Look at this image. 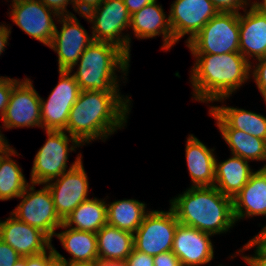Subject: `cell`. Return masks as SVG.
<instances>
[{"label":"cell","mask_w":266,"mask_h":266,"mask_svg":"<svg viewBox=\"0 0 266 266\" xmlns=\"http://www.w3.org/2000/svg\"><path fill=\"white\" fill-rule=\"evenodd\" d=\"M131 97L104 91H82L70 110L65 132L83 146L94 140L105 142L123 129L131 111Z\"/></svg>","instance_id":"obj_1"},{"label":"cell","mask_w":266,"mask_h":266,"mask_svg":"<svg viewBox=\"0 0 266 266\" xmlns=\"http://www.w3.org/2000/svg\"><path fill=\"white\" fill-rule=\"evenodd\" d=\"M192 98L201 103L222 102L249 81L251 63L240 53L192 54Z\"/></svg>","instance_id":"obj_2"},{"label":"cell","mask_w":266,"mask_h":266,"mask_svg":"<svg viewBox=\"0 0 266 266\" xmlns=\"http://www.w3.org/2000/svg\"><path fill=\"white\" fill-rule=\"evenodd\" d=\"M170 200L178 222L202 232L217 235L233 228V199L215 186L192 187Z\"/></svg>","instance_id":"obj_3"},{"label":"cell","mask_w":266,"mask_h":266,"mask_svg":"<svg viewBox=\"0 0 266 266\" xmlns=\"http://www.w3.org/2000/svg\"><path fill=\"white\" fill-rule=\"evenodd\" d=\"M129 62L130 57L118 46L108 42L93 41L69 71L72 73L77 65V71L72 75L82 91L121 93L120 79L116 71L123 73L124 77L119 76L121 79L127 80L125 76H128Z\"/></svg>","instance_id":"obj_4"},{"label":"cell","mask_w":266,"mask_h":266,"mask_svg":"<svg viewBox=\"0 0 266 266\" xmlns=\"http://www.w3.org/2000/svg\"><path fill=\"white\" fill-rule=\"evenodd\" d=\"M45 132L47 139L37 151L30 173V183L36 185H43L60 177L63 173L75 167L83 158L81 153L78 154L75 161L68 168L69 152L75 151L77 147L83 145L65 131L47 130Z\"/></svg>","instance_id":"obj_5"},{"label":"cell","mask_w":266,"mask_h":266,"mask_svg":"<svg viewBox=\"0 0 266 266\" xmlns=\"http://www.w3.org/2000/svg\"><path fill=\"white\" fill-rule=\"evenodd\" d=\"M81 17L92 24L94 41L114 44L131 56V36L122 32L130 28L131 15L123 0H103L96 9Z\"/></svg>","instance_id":"obj_6"},{"label":"cell","mask_w":266,"mask_h":266,"mask_svg":"<svg viewBox=\"0 0 266 266\" xmlns=\"http://www.w3.org/2000/svg\"><path fill=\"white\" fill-rule=\"evenodd\" d=\"M239 13L219 12L186 44L192 54L239 52Z\"/></svg>","instance_id":"obj_7"},{"label":"cell","mask_w":266,"mask_h":266,"mask_svg":"<svg viewBox=\"0 0 266 266\" xmlns=\"http://www.w3.org/2000/svg\"><path fill=\"white\" fill-rule=\"evenodd\" d=\"M36 184L30 183L20 195L22 199L17 207L10 212L18 220L38 228L51 240L63 221L56 213L54 202L46 184L42 189L35 190Z\"/></svg>","instance_id":"obj_8"},{"label":"cell","mask_w":266,"mask_h":266,"mask_svg":"<svg viewBox=\"0 0 266 266\" xmlns=\"http://www.w3.org/2000/svg\"><path fill=\"white\" fill-rule=\"evenodd\" d=\"M178 223L171 208L149 211L133 234L134 249L153 257L171 251Z\"/></svg>","instance_id":"obj_9"},{"label":"cell","mask_w":266,"mask_h":266,"mask_svg":"<svg viewBox=\"0 0 266 266\" xmlns=\"http://www.w3.org/2000/svg\"><path fill=\"white\" fill-rule=\"evenodd\" d=\"M59 82L47 100L40 97L41 128L45 131H65L69 113L81 92L79 84L68 70H59Z\"/></svg>","instance_id":"obj_10"},{"label":"cell","mask_w":266,"mask_h":266,"mask_svg":"<svg viewBox=\"0 0 266 266\" xmlns=\"http://www.w3.org/2000/svg\"><path fill=\"white\" fill-rule=\"evenodd\" d=\"M11 20L23 32L49 46L55 33V20L59 15L39 0H12ZM11 13V14H10Z\"/></svg>","instance_id":"obj_11"},{"label":"cell","mask_w":266,"mask_h":266,"mask_svg":"<svg viewBox=\"0 0 266 266\" xmlns=\"http://www.w3.org/2000/svg\"><path fill=\"white\" fill-rule=\"evenodd\" d=\"M30 78L19 81L12 89L9 103L2 115V128H41L40 95Z\"/></svg>","instance_id":"obj_12"},{"label":"cell","mask_w":266,"mask_h":266,"mask_svg":"<svg viewBox=\"0 0 266 266\" xmlns=\"http://www.w3.org/2000/svg\"><path fill=\"white\" fill-rule=\"evenodd\" d=\"M170 6L173 46L185 35H189L186 43L190 42L219 13L210 0H175Z\"/></svg>","instance_id":"obj_13"},{"label":"cell","mask_w":266,"mask_h":266,"mask_svg":"<svg viewBox=\"0 0 266 266\" xmlns=\"http://www.w3.org/2000/svg\"><path fill=\"white\" fill-rule=\"evenodd\" d=\"M57 22L62 24V27L58 30V26H56L54 36L48 47L58 54L57 71H69L94 40L74 14L59 16Z\"/></svg>","instance_id":"obj_14"},{"label":"cell","mask_w":266,"mask_h":266,"mask_svg":"<svg viewBox=\"0 0 266 266\" xmlns=\"http://www.w3.org/2000/svg\"><path fill=\"white\" fill-rule=\"evenodd\" d=\"M59 218L64 221L88 197L89 182L82 160L60 177L46 183Z\"/></svg>","instance_id":"obj_15"},{"label":"cell","mask_w":266,"mask_h":266,"mask_svg":"<svg viewBox=\"0 0 266 266\" xmlns=\"http://www.w3.org/2000/svg\"><path fill=\"white\" fill-rule=\"evenodd\" d=\"M211 236L213 235L178 223L171 251L180 259L182 266L207 264L214 259Z\"/></svg>","instance_id":"obj_16"},{"label":"cell","mask_w":266,"mask_h":266,"mask_svg":"<svg viewBox=\"0 0 266 266\" xmlns=\"http://www.w3.org/2000/svg\"><path fill=\"white\" fill-rule=\"evenodd\" d=\"M0 220V238L21 257L41 254L52 246V240L38 228L18 220L10 214Z\"/></svg>","instance_id":"obj_17"},{"label":"cell","mask_w":266,"mask_h":266,"mask_svg":"<svg viewBox=\"0 0 266 266\" xmlns=\"http://www.w3.org/2000/svg\"><path fill=\"white\" fill-rule=\"evenodd\" d=\"M162 5L157 1L150 3L138 12L131 15L130 28L137 39H148L156 36H163V47L170 50L173 46V33Z\"/></svg>","instance_id":"obj_18"},{"label":"cell","mask_w":266,"mask_h":266,"mask_svg":"<svg viewBox=\"0 0 266 266\" xmlns=\"http://www.w3.org/2000/svg\"><path fill=\"white\" fill-rule=\"evenodd\" d=\"M249 8L239 13V52L251 63L266 56V15Z\"/></svg>","instance_id":"obj_19"},{"label":"cell","mask_w":266,"mask_h":266,"mask_svg":"<svg viewBox=\"0 0 266 266\" xmlns=\"http://www.w3.org/2000/svg\"><path fill=\"white\" fill-rule=\"evenodd\" d=\"M215 148L209 149L193 134L187 137L185 156L192 187L215 185Z\"/></svg>","instance_id":"obj_20"},{"label":"cell","mask_w":266,"mask_h":266,"mask_svg":"<svg viewBox=\"0 0 266 266\" xmlns=\"http://www.w3.org/2000/svg\"><path fill=\"white\" fill-rule=\"evenodd\" d=\"M233 214L236 223L248 217H266V171L262 167L252 174L233 199Z\"/></svg>","instance_id":"obj_21"},{"label":"cell","mask_w":266,"mask_h":266,"mask_svg":"<svg viewBox=\"0 0 266 266\" xmlns=\"http://www.w3.org/2000/svg\"><path fill=\"white\" fill-rule=\"evenodd\" d=\"M209 115L216 120V125L229 145L231 154L248 161H266V140L231 128L211 107Z\"/></svg>","instance_id":"obj_22"},{"label":"cell","mask_w":266,"mask_h":266,"mask_svg":"<svg viewBox=\"0 0 266 266\" xmlns=\"http://www.w3.org/2000/svg\"><path fill=\"white\" fill-rule=\"evenodd\" d=\"M231 155L221 162L215 160L214 186L225 196L234 199L255 171L248 164L250 161Z\"/></svg>","instance_id":"obj_23"},{"label":"cell","mask_w":266,"mask_h":266,"mask_svg":"<svg viewBox=\"0 0 266 266\" xmlns=\"http://www.w3.org/2000/svg\"><path fill=\"white\" fill-rule=\"evenodd\" d=\"M61 229H65L55 234L63 248L72 256L67 260L55 248L54 252L57 260L72 262H96L98 261L97 235L92 232L69 228L62 224Z\"/></svg>","instance_id":"obj_24"},{"label":"cell","mask_w":266,"mask_h":266,"mask_svg":"<svg viewBox=\"0 0 266 266\" xmlns=\"http://www.w3.org/2000/svg\"><path fill=\"white\" fill-rule=\"evenodd\" d=\"M98 260L122 261L132 252L133 233L104 225L97 233Z\"/></svg>","instance_id":"obj_25"},{"label":"cell","mask_w":266,"mask_h":266,"mask_svg":"<svg viewBox=\"0 0 266 266\" xmlns=\"http://www.w3.org/2000/svg\"><path fill=\"white\" fill-rule=\"evenodd\" d=\"M94 197L80 203L63 221L69 228L97 233L107 224L106 201Z\"/></svg>","instance_id":"obj_26"},{"label":"cell","mask_w":266,"mask_h":266,"mask_svg":"<svg viewBox=\"0 0 266 266\" xmlns=\"http://www.w3.org/2000/svg\"><path fill=\"white\" fill-rule=\"evenodd\" d=\"M146 205L136 199L106 203L107 224L134 234L149 212L148 209L146 210Z\"/></svg>","instance_id":"obj_27"},{"label":"cell","mask_w":266,"mask_h":266,"mask_svg":"<svg viewBox=\"0 0 266 266\" xmlns=\"http://www.w3.org/2000/svg\"><path fill=\"white\" fill-rule=\"evenodd\" d=\"M20 155L10 145L0 153V200L19 198L30 184L22 173V168L11 157Z\"/></svg>","instance_id":"obj_28"},{"label":"cell","mask_w":266,"mask_h":266,"mask_svg":"<svg viewBox=\"0 0 266 266\" xmlns=\"http://www.w3.org/2000/svg\"><path fill=\"white\" fill-rule=\"evenodd\" d=\"M211 107L231 128L266 140V116L242 108L229 106Z\"/></svg>","instance_id":"obj_29"},{"label":"cell","mask_w":266,"mask_h":266,"mask_svg":"<svg viewBox=\"0 0 266 266\" xmlns=\"http://www.w3.org/2000/svg\"><path fill=\"white\" fill-rule=\"evenodd\" d=\"M252 247L256 248L254 250V255H243L242 258L249 266H266V241L257 234L253 236L251 240H249L242 249H239L238 252L236 251L235 255L240 254L244 250H249Z\"/></svg>","instance_id":"obj_30"},{"label":"cell","mask_w":266,"mask_h":266,"mask_svg":"<svg viewBox=\"0 0 266 266\" xmlns=\"http://www.w3.org/2000/svg\"><path fill=\"white\" fill-rule=\"evenodd\" d=\"M257 63L251 62V73L252 77L256 82V86L260 91L263 100L266 101V56L261 59H257ZM253 64V65H252ZM253 68V69H252Z\"/></svg>","instance_id":"obj_31"},{"label":"cell","mask_w":266,"mask_h":266,"mask_svg":"<svg viewBox=\"0 0 266 266\" xmlns=\"http://www.w3.org/2000/svg\"><path fill=\"white\" fill-rule=\"evenodd\" d=\"M57 263L53 245L48 252L25 257V266H57Z\"/></svg>","instance_id":"obj_32"},{"label":"cell","mask_w":266,"mask_h":266,"mask_svg":"<svg viewBox=\"0 0 266 266\" xmlns=\"http://www.w3.org/2000/svg\"><path fill=\"white\" fill-rule=\"evenodd\" d=\"M19 79L0 76V118L5 112L9 103L13 87L19 82Z\"/></svg>","instance_id":"obj_33"},{"label":"cell","mask_w":266,"mask_h":266,"mask_svg":"<svg viewBox=\"0 0 266 266\" xmlns=\"http://www.w3.org/2000/svg\"><path fill=\"white\" fill-rule=\"evenodd\" d=\"M219 12L240 13L250 6L251 0H210Z\"/></svg>","instance_id":"obj_34"},{"label":"cell","mask_w":266,"mask_h":266,"mask_svg":"<svg viewBox=\"0 0 266 266\" xmlns=\"http://www.w3.org/2000/svg\"><path fill=\"white\" fill-rule=\"evenodd\" d=\"M21 256L0 238V266H13Z\"/></svg>","instance_id":"obj_35"},{"label":"cell","mask_w":266,"mask_h":266,"mask_svg":"<svg viewBox=\"0 0 266 266\" xmlns=\"http://www.w3.org/2000/svg\"><path fill=\"white\" fill-rule=\"evenodd\" d=\"M124 264L125 266H154L153 256L133 248L132 252L124 261Z\"/></svg>","instance_id":"obj_36"},{"label":"cell","mask_w":266,"mask_h":266,"mask_svg":"<svg viewBox=\"0 0 266 266\" xmlns=\"http://www.w3.org/2000/svg\"><path fill=\"white\" fill-rule=\"evenodd\" d=\"M42 2L46 7L55 11L59 16L64 15H72L69 10H67V6L69 3L72 5L73 8V0H39Z\"/></svg>","instance_id":"obj_37"},{"label":"cell","mask_w":266,"mask_h":266,"mask_svg":"<svg viewBox=\"0 0 266 266\" xmlns=\"http://www.w3.org/2000/svg\"><path fill=\"white\" fill-rule=\"evenodd\" d=\"M103 0H73V10L81 15H87L96 9Z\"/></svg>","instance_id":"obj_38"},{"label":"cell","mask_w":266,"mask_h":266,"mask_svg":"<svg viewBox=\"0 0 266 266\" xmlns=\"http://www.w3.org/2000/svg\"><path fill=\"white\" fill-rule=\"evenodd\" d=\"M153 262L154 266H182L180 259L172 251L154 256Z\"/></svg>","instance_id":"obj_39"},{"label":"cell","mask_w":266,"mask_h":266,"mask_svg":"<svg viewBox=\"0 0 266 266\" xmlns=\"http://www.w3.org/2000/svg\"><path fill=\"white\" fill-rule=\"evenodd\" d=\"M157 0H123L130 15L138 12L144 6L153 3Z\"/></svg>","instance_id":"obj_40"},{"label":"cell","mask_w":266,"mask_h":266,"mask_svg":"<svg viewBox=\"0 0 266 266\" xmlns=\"http://www.w3.org/2000/svg\"><path fill=\"white\" fill-rule=\"evenodd\" d=\"M11 34V27H8L5 23L0 25V55L5 51L8 45V39Z\"/></svg>","instance_id":"obj_41"},{"label":"cell","mask_w":266,"mask_h":266,"mask_svg":"<svg viewBox=\"0 0 266 266\" xmlns=\"http://www.w3.org/2000/svg\"><path fill=\"white\" fill-rule=\"evenodd\" d=\"M57 266H96V262H72L66 260H58Z\"/></svg>","instance_id":"obj_42"},{"label":"cell","mask_w":266,"mask_h":266,"mask_svg":"<svg viewBox=\"0 0 266 266\" xmlns=\"http://www.w3.org/2000/svg\"><path fill=\"white\" fill-rule=\"evenodd\" d=\"M250 5L256 9L259 13L266 15V0L253 1L250 3Z\"/></svg>","instance_id":"obj_43"},{"label":"cell","mask_w":266,"mask_h":266,"mask_svg":"<svg viewBox=\"0 0 266 266\" xmlns=\"http://www.w3.org/2000/svg\"><path fill=\"white\" fill-rule=\"evenodd\" d=\"M96 266H125V264L122 261L98 260V261H96Z\"/></svg>","instance_id":"obj_44"},{"label":"cell","mask_w":266,"mask_h":266,"mask_svg":"<svg viewBox=\"0 0 266 266\" xmlns=\"http://www.w3.org/2000/svg\"><path fill=\"white\" fill-rule=\"evenodd\" d=\"M9 145L8 140H6V137L2 134L0 129V153Z\"/></svg>","instance_id":"obj_45"},{"label":"cell","mask_w":266,"mask_h":266,"mask_svg":"<svg viewBox=\"0 0 266 266\" xmlns=\"http://www.w3.org/2000/svg\"><path fill=\"white\" fill-rule=\"evenodd\" d=\"M13 266H25V257H21Z\"/></svg>","instance_id":"obj_46"},{"label":"cell","mask_w":266,"mask_h":266,"mask_svg":"<svg viewBox=\"0 0 266 266\" xmlns=\"http://www.w3.org/2000/svg\"><path fill=\"white\" fill-rule=\"evenodd\" d=\"M258 234L266 241V226H263Z\"/></svg>","instance_id":"obj_47"},{"label":"cell","mask_w":266,"mask_h":266,"mask_svg":"<svg viewBox=\"0 0 266 266\" xmlns=\"http://www.w3.org/2000/svg\"><path fill=\"white\" fill-rule=\"evenodd\" d=\"M262 168L266 171V164H264V166Z\"/></svg>","instance_id":"obj_48"}]
</instances>
